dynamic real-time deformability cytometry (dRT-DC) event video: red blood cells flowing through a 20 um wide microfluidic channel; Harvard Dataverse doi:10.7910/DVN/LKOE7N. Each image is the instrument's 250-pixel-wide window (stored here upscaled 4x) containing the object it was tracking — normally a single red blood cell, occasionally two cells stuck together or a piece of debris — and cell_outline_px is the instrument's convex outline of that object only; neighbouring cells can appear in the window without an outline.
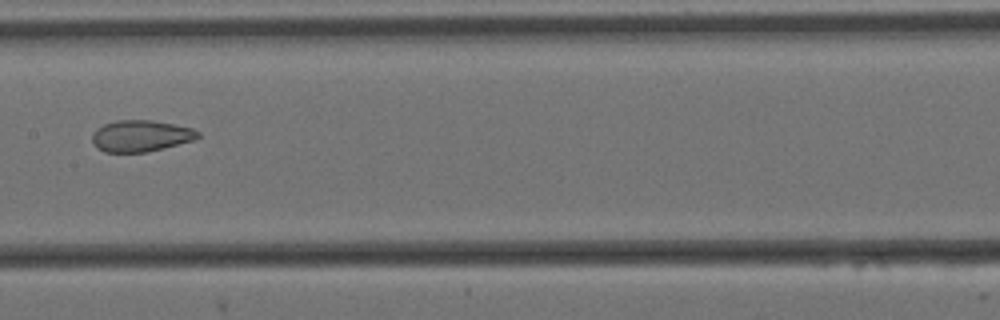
{"species": "Egyptian fruit bat (a non-hibernating species)", "species_latin": "Rousettus aegyptiacus", "temperature_condition": "cold", "stored_images_in_passage": 13, "camera_frame_rate_fps": 3000, "um_per_image_px": 0.085, "animal": {"sex": "female"}, "frame": {"image": 1, "passage_image": 8, "time_ms": 2.333, "image_size_px": [1000, 320], "cell_outline_px": [[200, 136], [192, 140], [164, 148], [144, 152], [104, 152], [96, 148], [92, 140], [92, 132], [96, 128], [104, 124], [116, 120], [152, 120], [192, 128], [200, 132]], "centroid_in_image_um": [11.92, 11.55], "position_along_channel_um": 195.5, "area_um2": 19.36}}
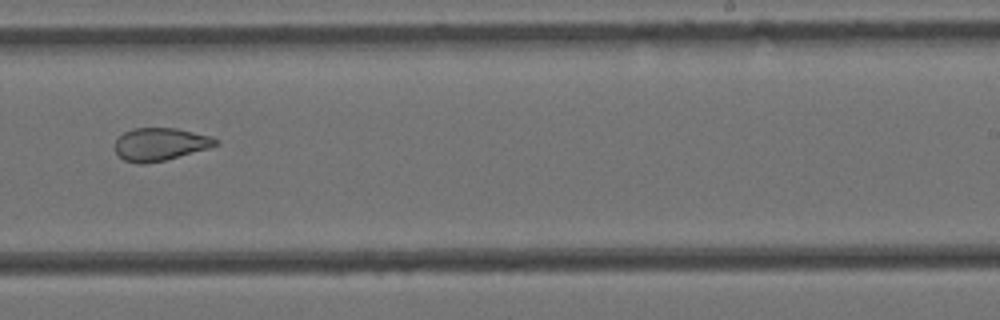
{"frame": {"image": 2, "passage_image": 10, "time_ms": 3.0, "image_size_px": [1000, 320], "cell_outline_px": [[220, 144], [208, 148], [164, 160], [144, 164], [136, 164], [124, 160], [116, 152], [116, 140], [124, 132], [132, 128], [176, 128], [212, 136], [220, 140]], "centroid_in_image_um": [13.64, 12.25], "position_along_channel_um": 275.4, "area_um2": 19.19}}
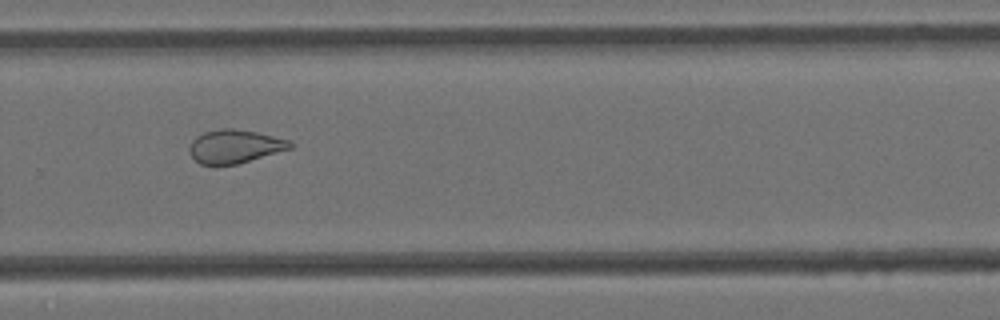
{"frame": {"image": 3, "passage_image": 11, "time_ms": 3.333, "image_size_px": [1000, 320], "cell_outline_px": [[292, 148], [236, 164], [200, 164], [192, 156], [188, 148], [192, 140], [196, 136], [204, 132], [220, 128], [232, 128], [256, 132], [288, 140], [292, 144]], "centroid_in_image_um": [19.92, 12.43], "position_along_channel_um": 309.9, "area_um2": 19.31}}